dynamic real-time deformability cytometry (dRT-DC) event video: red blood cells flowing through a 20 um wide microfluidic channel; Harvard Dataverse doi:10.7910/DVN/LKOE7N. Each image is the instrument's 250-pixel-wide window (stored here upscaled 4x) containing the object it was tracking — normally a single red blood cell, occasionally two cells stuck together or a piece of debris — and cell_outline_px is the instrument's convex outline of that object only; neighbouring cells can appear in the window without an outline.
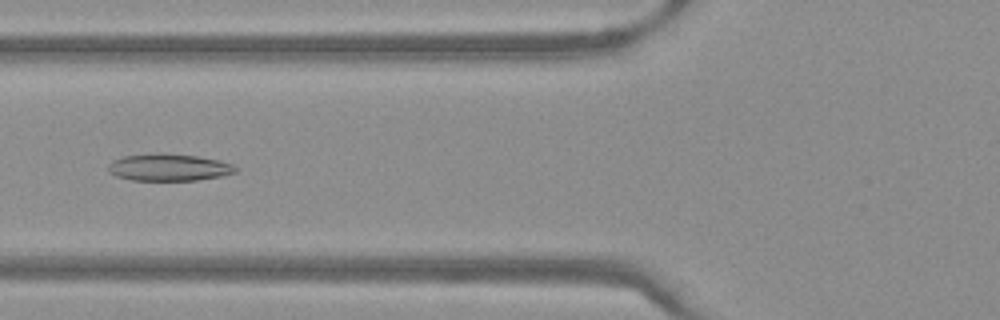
{"species": "Egyptian fruit bat (a non-hibernating species)", "species_latin": "Rousettus aegyptiacus", "temperature_condition": "warm", "stored_images_in_passage": 35, "camera_frame_rate_fps": 3000, "um_per_image_px": 0.085, "frame": {"image": 1, "passage_image": 9, "time_ms": 2.667, "image_size_px": [1000, 320], "cell_outline_px": [[236, 172], [220, 176], [196, 180], [132, 180], [116, 176], [108, 172], [108, 164], [112, 160], [124, 156], [156, 152], [164, 152], [196, 156], [220, 160], [232, 164], [236, 168]], "centroid_in_image_um": [14.31, 14.21], "position_along_channel_um": 111.5, "area_um2": 20.23}}
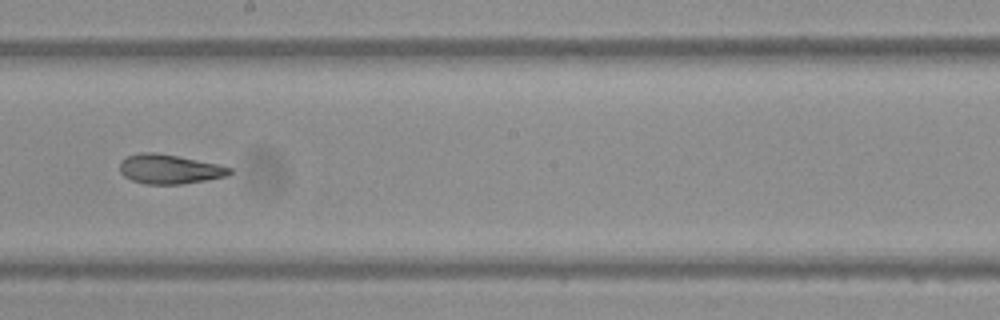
{"frame": {"image": 2, "passage_image": 18, "time_ms": 5.667, "image_size_px": [1000, 320], "cell_outline_px": [[232, 172], [228, 176], [208, 180], [180, 184], [148, 184], [132, 180], [124, 176], [120, 172], [120, 160], [128, 156], [140, 152], [156, 152], [220, 164], [232, 168]], "centroid_in_image_um": [14.43, 14.37], "position_along_channel_um": 233.8, "area_um2": 18.96}}
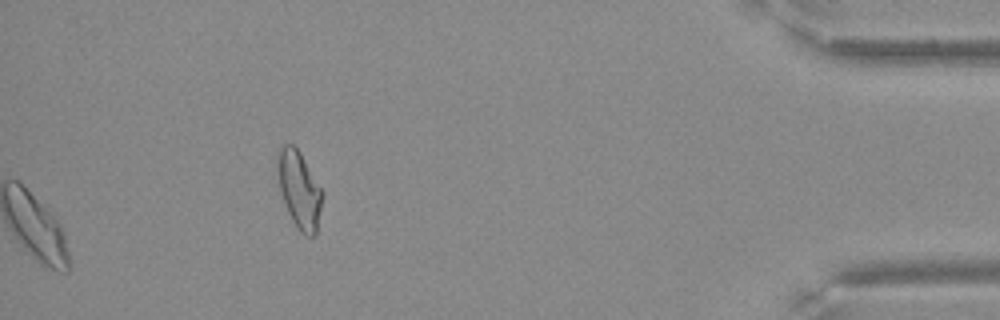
{"frame": {"image": 3, "passage_image": 35, "time_ms": 11.333, "image_size_px": [1000, 320], "cell_outline_px": [[324, 196], [316, 236], [304, 236], [296, 228], [288, 212], [280, 192], [276, 164], [276, 152], [284, 144], [292, 144], [300, 152], [324, 192]], "centroid_in_image_um": [25.44, 16.14], "position_along_channel_um": 409.8, "area_um2": 20.63}}